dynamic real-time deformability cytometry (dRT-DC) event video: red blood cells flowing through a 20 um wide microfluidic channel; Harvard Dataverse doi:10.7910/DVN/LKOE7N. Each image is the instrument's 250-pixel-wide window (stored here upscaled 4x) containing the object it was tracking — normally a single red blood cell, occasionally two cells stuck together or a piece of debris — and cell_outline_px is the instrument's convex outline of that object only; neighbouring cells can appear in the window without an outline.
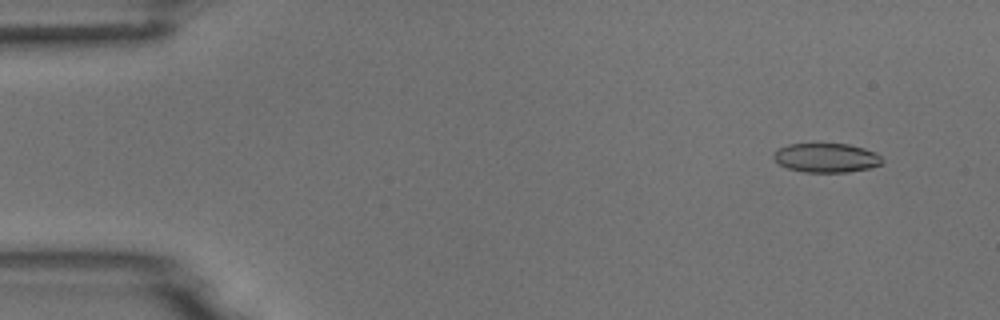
{"species": "common noctule bat (a hibernating species)", "species_latin": "Nyctalus noctula", "temperature_condition": "room temperature", "stored_images_in_passage": 5, "camera_frame_rate_fps": 3000, "um_per_image_px": 0.085, "animal": {"sex": "male", "body_mass_g": 18.8}, "frame": {"image": 1, "passage_image": 2, "time_ms": 1.0, "image_size_px": [1000, 320], "cell_outline_px": [[884, 160], [880, 164], [868, 168], [848, 172], [804, 172], [788, 168], [780, 164], [772, 156], [772, 152], [776, 148], [788, 144], [848, 144], [864, 148], [876, 152]], "centroid_in_image_um": [70.21, 13.4], "position_along_channel_um": 14.8, "area_um2": 18.5}}
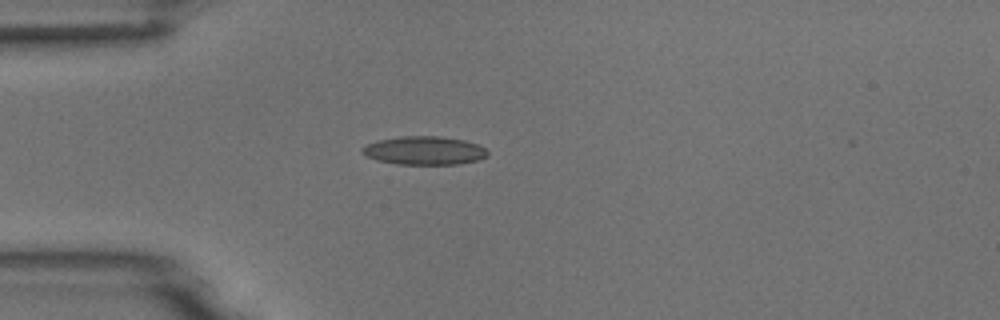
{"frame": {"image": 2, "passage_image": 5, "time_ms": 4.333, "image_size_px": [1000, 320], "cell_outline_px": [[488, 156], [480, 160], [456, 164], [396, 164], [376, 160], [364, 156], [360, 152], [360, 148], [364, 144], [376, 140], [400, 136], [440, 136], [464, 140], [476, 144], [484, 148], [488, 152]], "centroid_in_image_um": [35.99, 12.79], "position_along_channel_um": 49.0, "area_um2": 21.1}}